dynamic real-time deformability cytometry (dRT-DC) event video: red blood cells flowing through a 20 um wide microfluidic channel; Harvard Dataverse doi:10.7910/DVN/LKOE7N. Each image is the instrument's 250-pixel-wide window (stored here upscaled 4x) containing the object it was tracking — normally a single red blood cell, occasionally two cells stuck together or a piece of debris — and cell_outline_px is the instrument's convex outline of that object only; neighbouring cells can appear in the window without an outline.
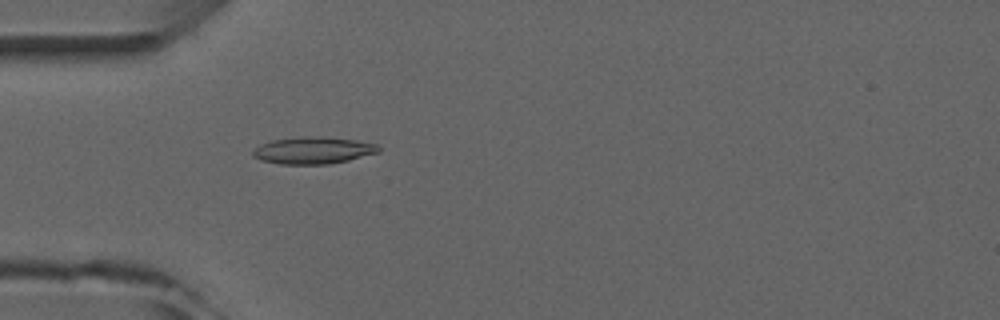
{"species": "common noctule bat (a hibernating species)", "species_latin": "Nyctalus noctula", "temperature_condition": "room temperature", "stored_images_in_passage": 5, "camera_frame_rate_fps": 3000, "um_per_image_px": 0.085, "animal": {"sex": "male", "forearm_length_mm": 52.5}, "frame": {"image": 1, "passage_image": 5, "time_ms": 4.333, "image_size_px": [1000, 320], "cell_outline_px": [[380, 152], [348, 160], [328, 164], [280, 164], [260, 160], [252, 156], [252, 152], [260, 144], [272, 140], [300, 136], [324, 136], [356, 140], [376, 144], [380, 148]], "centroid_in_image_um": [26.61, 12.77], "position_along_channel_um": 58.4, "area_um2": 19.88}}